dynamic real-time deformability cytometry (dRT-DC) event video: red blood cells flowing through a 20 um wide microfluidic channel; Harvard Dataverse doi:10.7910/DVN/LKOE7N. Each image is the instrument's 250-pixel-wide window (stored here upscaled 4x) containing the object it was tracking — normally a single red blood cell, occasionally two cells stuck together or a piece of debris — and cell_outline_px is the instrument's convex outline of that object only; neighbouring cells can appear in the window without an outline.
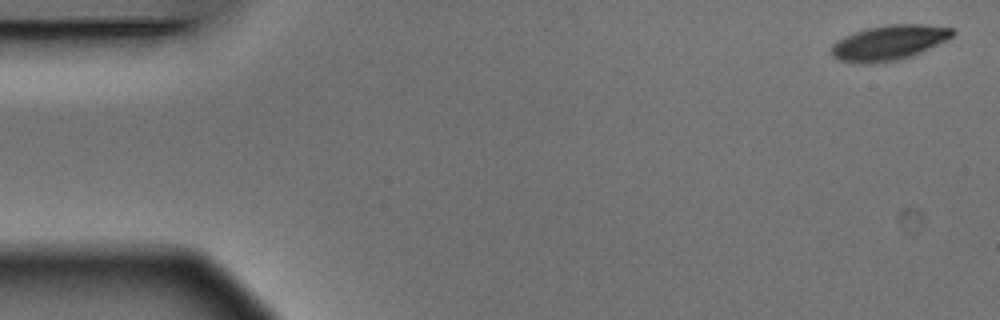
{"species": "Egyptian fruit bat (a non-hibernating species)", "species_latin": "Rousettus aegyptiacus", "temperature_condition": "warm", "stored_images_in_passage": 5, "camera_frame_rate_fps": 3000, "um_per_image_px": 0.085, "animal": {"sex": "male"}, "frame": {"image": 1, "passage_image": 1, "time_ms": 0.0, "image_size_px": [1000, 320], "cell_outline_px": [[956, 32], [948, 40], [912, 56], [896, 60], [840, 60], [832, 56], [832, 44], [836, 40], [844, 36], [868, 28], [888, 24], [924, 24], [952, 28]], "centroid_in_image_um": [75.65, 3.56], "position_along_channel_um": 9.4, "area_um2": 23.81}}
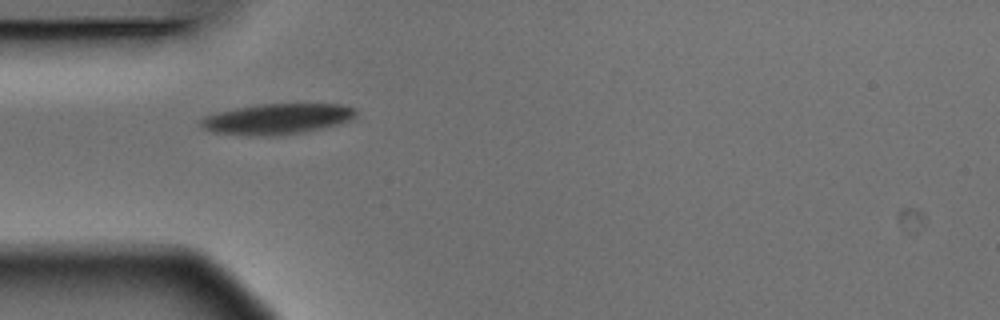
{"frame": {"image": 2, "passage_image": 5, "time_ms": 1.333, "image_size_px": [1000, 320], "cell_outline_px": [[356, 116], [352, 120], [336, 124], [300, 132], [276, 136], [248, 136], [212, 132], [204, 128], [200, 124], [200, 120], [204, 116], [236, 108], [264, 104], [340, 104], [356, 108]], "centroid_in_image_um": [23.55, 10.11], "position_along_channel_um": 61.5, "area_um2": 27.46}}